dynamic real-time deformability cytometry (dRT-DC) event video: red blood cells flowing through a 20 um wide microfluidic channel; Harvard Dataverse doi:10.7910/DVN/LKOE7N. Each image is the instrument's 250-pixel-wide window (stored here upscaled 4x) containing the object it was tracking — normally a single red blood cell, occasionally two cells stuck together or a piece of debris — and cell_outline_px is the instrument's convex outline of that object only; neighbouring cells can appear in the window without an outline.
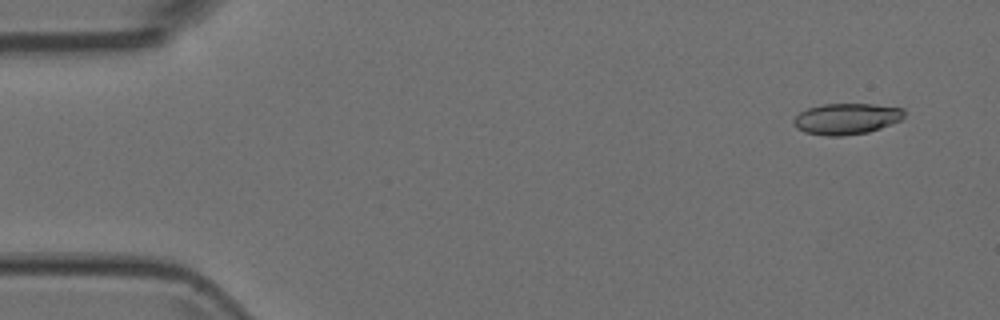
{"species": "Egyptian fruit bat (a non-hibernating species)", "species_latin": "Rousettus aegyptiacus", "temperature_condition": "room temperature", "stored_images_in_passage": 7, "camera_frame_rate_fps": 3000, "um_per_image_px": 0.085, "animal": {"sex": "female"}, "frame": {"image": 1, "passage_image": 1, "time_ms": 0.0, "image_size_px": [1000, 320], "cell_outline_px": [[904, 116], [900, 120], [880, 128], [868, 132], [840, 136], [828, 136], [804, 132], [796, 128], [792, 120], [800, 112], [808, 108], [824, 104], [872, 104], [904, 108]], "centroid_in_image_um": [71.93, 10.09], "position_along_channel_um": 13.1, "area_um2": 19.94}}
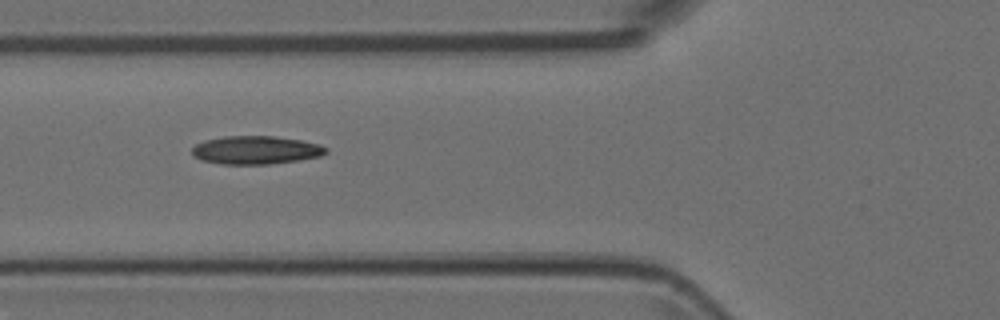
{"frame": {"image": 2, "passage_image": 5, "time_ms": 1.333, "image_size_px": [1000, 320], "cell_outline_px": [[328, 152], [320, 156], [296, 160], [268, 164], [220, 164], [204, 160], [192, 156], [192, 148], [196, 144], [204, 140], [224, 136], [272, 136], [300, 140], [320, 144], [328, 148]], "centroid_in_image_um": [21.73, 12.75], "position_along_channel_um": 104.1, "area_um2": 21.96}}
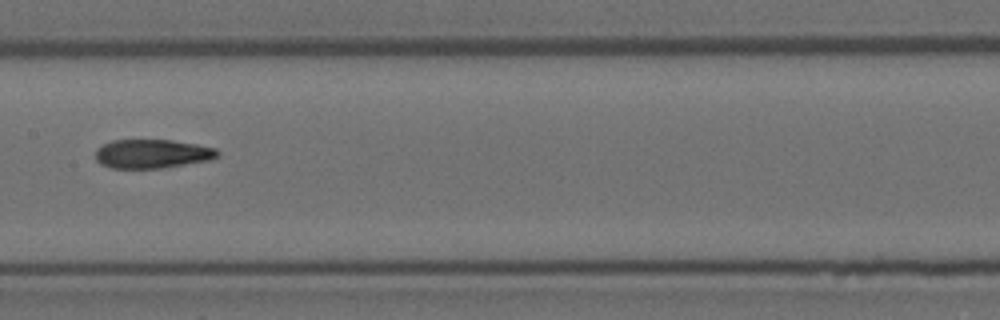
{"frame": {"image": 3, "passage_image": 7, "time_ms": 2.0, "image_size_px": [1000, 320], "cell_outline_px": [[220, 156], [212, 160], [160, 168], [112, 168], [100, 164], [96, 160], [96, 148], [112, 140], [172, 140], [196, 144], [216, 148], [220, 152]], "centroid_in_image_um": [12.97, 13.07], "position_along_channel_um": 194.4, "area_um2": 20.69}}